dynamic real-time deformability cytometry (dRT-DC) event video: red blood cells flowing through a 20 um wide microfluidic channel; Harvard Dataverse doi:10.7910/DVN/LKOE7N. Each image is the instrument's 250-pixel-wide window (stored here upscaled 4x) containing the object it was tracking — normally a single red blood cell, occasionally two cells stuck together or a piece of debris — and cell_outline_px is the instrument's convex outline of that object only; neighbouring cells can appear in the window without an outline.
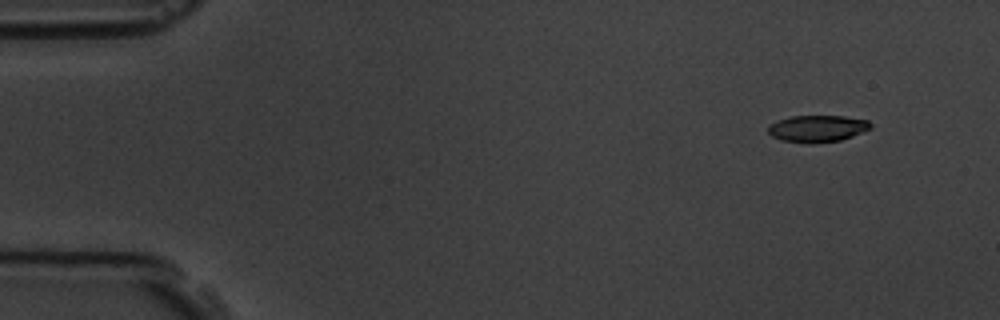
{"species": "common noctule bat (a hibernating species)", "species_latin": "Nyctalus noctula", "temperature_condition": "room temperature", "stored_images_in_passage": 6, "camera_frame_rate_fps": 3000, "um_per_image_px": 0.085, "animal": {"sex": "male", "body_mass_g": 19.5, "forearm_length_mm": 54.6}, "frame": {"image": 1, "passage_image": 2, "time_ms": 1.333, "image_size_px": [1000, 320], "cell_outline_px": [[872, 128], [852, 136], [840, 140], [780, 140], [772, 136], [768, 132], [768, 128], [776, 120], [792, 116], [844, 116], [868, 120], [872, 124]], "centroid_in_image_um": [69.52, 10.87], "position_along_channel_um": 15.5, "area_um2": 15.2}}
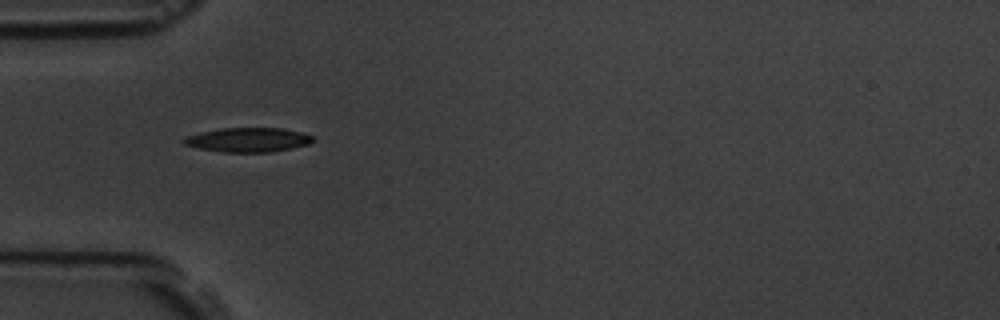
{"frame": {"image": 2, "passage_image": 5, "time_ms": 5.667, "image_size_px": [1000, 320], "cell_outline_px": [[316, 136], [308, 144], [292, 148], [272, 152], [224, 152], [200, 148], [184, 144], [180, 140], [184, 136], [200, 132], [220, 128], [280, 128], [300, 132]], "centroid_in_image_um": [21.06, 11.88], "position_along_channel_um": 63.9, "area_um2": 18.32}}
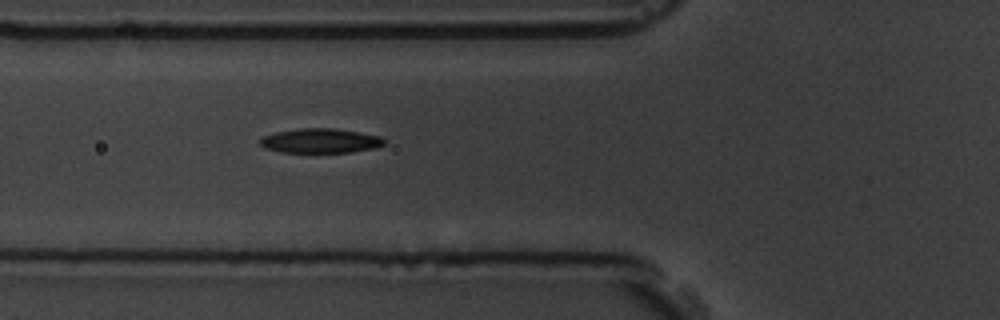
{"frame": {"image": 3, "passage_image": 6, "time_ms": 6.667, "image_size_px": [1000, 320], "cell_outline_px": [[384, 144], [376, 148], [352, 152], [284, 152], [264, 148], [260, 144], [260, 140], [264, 136], [276, 132], [300, 128], [336, 128], [360, 132], [380, 136], [384, 140]], "centroid_in_image_um": [27.26, 11.96], "position_along_channel_um": 98.5, "area_um2": 17.69}}